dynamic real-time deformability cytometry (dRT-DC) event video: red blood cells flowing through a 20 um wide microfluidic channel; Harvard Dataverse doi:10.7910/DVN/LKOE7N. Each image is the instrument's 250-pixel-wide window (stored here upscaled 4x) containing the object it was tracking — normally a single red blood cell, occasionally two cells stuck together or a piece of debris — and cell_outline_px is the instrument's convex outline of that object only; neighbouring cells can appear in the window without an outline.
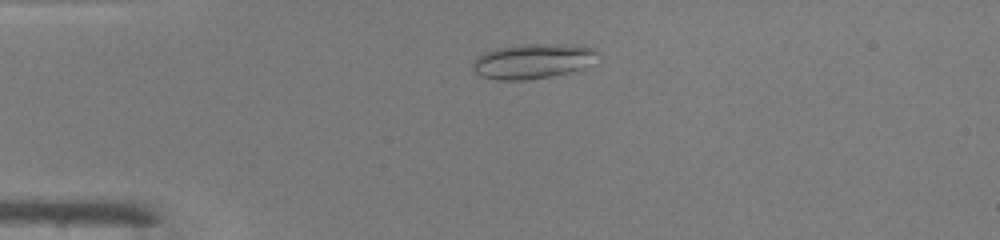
{"species": "common noctule bat (a hibernating species)", "species_latin": "Nyctalus noctula", "temperature_condition": "warm", "stored_images_in_passage": 8, "camera_frame_rate_fps": 3000, "um_per_image_px": 0.085, "animal": {"sex": "male", "body_mass_g": 19.0, "forearm_length_mm": 50.8}, "frame": {"image": 1, "passage_image": 1, "time_ms": 0.0, "image_size_px": [1000, 240], "cell_outline_px": [[600, 64], [568, 72], [548, 76], [524, 80], [500, 80], [480, 76], [472, 68], [472, 60], [484, 52], [496, 48], [516, 44], [564, 44], [592, 48], [600, 52]], "centroid_in_image_um": [45.36, 5.19], "position_along_channel_um": 39.6, "area_um2": 25.95}}